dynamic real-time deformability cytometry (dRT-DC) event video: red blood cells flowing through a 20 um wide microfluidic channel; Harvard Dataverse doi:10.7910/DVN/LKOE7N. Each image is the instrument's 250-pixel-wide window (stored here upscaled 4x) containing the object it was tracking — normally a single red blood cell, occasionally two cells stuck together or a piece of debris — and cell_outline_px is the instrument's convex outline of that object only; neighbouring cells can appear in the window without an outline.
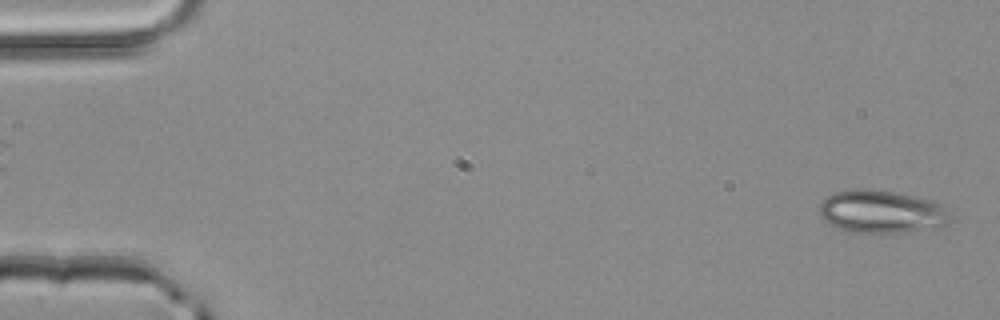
{"species": "common noctule bat (a hibernating species)", "species_latin": "Nyctalus noctula", "temperature_condition": "room temperature", "stored_images_in_passage": 4, "camera_frame_rate_fps": 3000, "um_per_image_px": 0.085, "animal": {"sex": "male", "body_mass_g": 20.4}, "frame": {"image": 1, "passage_image": 4, "time_ms": 1.0, "image_size_px": [1000, 320], "cell_outline_px": [[948, 220], [944, 224], [884, 236], [848, 232], [836, 228], [824, 220], [820, 216], [820, 204], [832, 192], [852, 188], [868, 188], [920, 196], [932, 200], [940, 204], [944, 208]], "centroid_in_image_um": [74.82, 18.0], "position_along_channel_um": 10.2, "area_um2": 33.18}}